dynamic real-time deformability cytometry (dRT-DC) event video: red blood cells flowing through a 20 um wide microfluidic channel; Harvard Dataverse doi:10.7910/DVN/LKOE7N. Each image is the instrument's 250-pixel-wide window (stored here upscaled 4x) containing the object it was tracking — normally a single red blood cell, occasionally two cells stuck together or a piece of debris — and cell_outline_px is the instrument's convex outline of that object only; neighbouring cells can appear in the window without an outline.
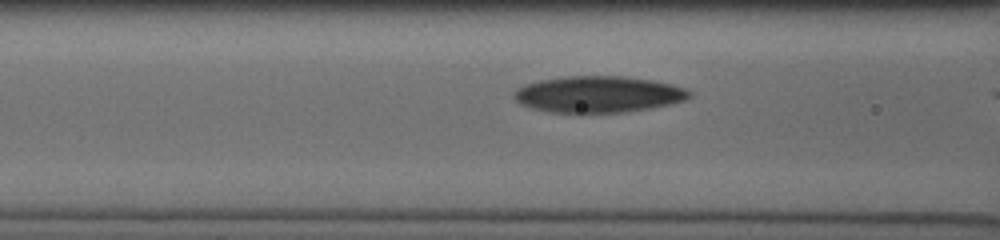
{"species": "human", "species_latin": "Homo sapiens", "temperature_condition": "cold", "stored_images_in_passage": 13, "camera_frame_rate_fps": 3000, "um_per_image_px": 0.085, "donor": {"sex": "male"}, "frame": {"image": 1, "passage_image": 11, "time_ms": 3.333, "image_size_px": [1000, 240], "cell_outline_px": [[692, 96], [684, 100], [668, 104], [648, 108], [624, 112], [552, 112], [532, 108], [520, 104], [512, 96], [512, 92], [516, 88], [524, 84], [536, 80], [564, 76], [624, 76], [652, 80], [672, 84], [684, 88], [692, 92]], "centroid_in_image_um": [50.8, 8.0], "position_along_channel_um": 115.8, "area_um2": 37.28}}